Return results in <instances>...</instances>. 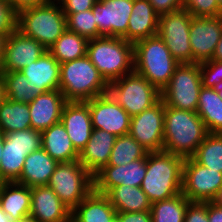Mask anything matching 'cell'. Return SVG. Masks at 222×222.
Masks as SVG:
<instances>
[{
  "label": "cell",
  "mask_w": 222,
  "mask_h": 222,
  "mask_svg": "<svg viewBox=\"0 0 222 222\" xmlns=\"http://www.w3.org/2000/svg\"><path fill=\"white\" fill-rule=\"evenodd\" d=\"M208 131L197 112L165 105L163 151L184 159L191 158Z\"/></svg>",
  "instance_id": "6da1fadb"
},
{
  "label": "cell",
  "mask_w": 222,
  "mask_h": 222,
  "mask_svg": "<svg viewBox=\"0 0 222 222\" xmlns=\"http://www.w3.org/2000/svg\"><path fill=\"white\" fill-rule=\"evenodd\" d=\"M184 158L165 151L148 152L141 189L151 203L182 193Z\"/></svg>",
  "instance_id": "7a4b0ae2"
},
{
  "label": "cell",
  "mask_w": 222,
  "mask_h": 222,
  "mask_svg": "<svg viewBox=\"0 0 222 222\" xmlns=\"http://www.w3.org/2000/svg\"><path fill=\"white\" fill-rule=\"evenodd\" d=\"M86 55L108 84L134 71V46L121 37L89 39Z\"/></svg>",
  "instance_id": "3957f363"
},
{
  "label": "cell",
  "mask_w": 222,
  "mask_h": 222,
  "mask_svg": "<svg viewBox=\"0 0 222 222\" xmlns=\"http://www.w3.org/2000/svg\"><path fill=\"white\" fill-rule=\"evenodd\" d=\"M108 83L87 55L60 64L59 90L66 101L86 102L107 93Z\"/></svg>",
  "instance_id": "277c9868"
},
{
  "label": "cell",
  "mask_w": 222,
  "mask_h": 222,
  "mask_svg": "<svg viewBox=\"0 0 222 222\" xmlns=\"http://www.w3.org/2000/svg\"><path fill=\"white\" fill-rule=\"evenodd\" d=\"M133 46L134 72L146 78L161 92L180 63L173 58L158 35L137 41Z\"/></svg>",
  "instance_id": "5b68a950"
},
{
  "label": "cell",
  "mask_w": 222,
  "mask_h": 222,
  "mask_svg": "<svg viewBox=\"0 0 222 222\" xmlns=\"http://www.w3.org/2000/svg\"><path fill=\"white\" fill-rule=\"evenodd\" d=\"M17 29L47 50L67 29L66 16L56 0L24 9L17 14Z\"/></svg>",
  "instance_id": "8992f818"
},
{
  "label": "cell",
  "mask_w": 222,
  "mask_h": 222,
  "mask_svg": "<svg viewBox=\"0 0 222 222\" xmlns=\"http://www.w3.org/2000/svg\"><path fill=\"white\" fill-rule=\"evenodd\" d=\"M107 93L131 117L151 108L161 99V92L134 71L109 83Z\"/></svg>",
  "instance_id": "52a82bcc"
},
{
  "label": "cell",
  "mask_w": 222,
  "mask_h": 222,
  "mask_svg": "<svg viewBox=\"0 0 222 222\" xmlns=\"http://www.w3.org/2000/svg\"><path fill=\"white\" fill-rule=\"evenodd\" d=\"M48 186L72 211L94 190V180L79 160H75L58 163Z\"/></svg>",
  "instance_id": "ba28073f"
},
{
  "label": "cell",
  "mask_w": 222,
  "mask_h": 222,
  "mask_svg": "<svg viewBox=\"0 0 222 222\" xmlns=\"http://www.w3.org/2000/svg\"><path fill=\"white\" fill-rule=\"evenodd\" d=\"M202 87L200 63L180 64L161 91L166 106L196 112Z\"/></svg>",
  "instance_id": "9c48e42d"
},
{
  "label": "cell",
  "mask_w": 222,
  "mask_h": 222,
  "mask_svg": "<svg viewBox=\"0 0 222 222\" xmlns=\"http://www.w3.org/2000/svg\"><path fill=\"white\" fill-rule=\"evenodd\" d=\"M192 15L181 8L159 16L157 35L165 42L173 58L180 64H192L189 41Z\"/></svg>",
  "instance_id": "30bf717a"
},
{
  "label": "cell",
  "mask_w": 222,
  "mask_h": 222,
  "mask_svg": "<svg viewBox=\"0 0 222 222\" xmlns=\"http://www.w3.org/2000/svg\"><path fill=\"white\" fill-rule=\"evenodd\" d=\"M222 188V173L198 164L192 157L183 163L182 194L190 202L214 201Z\"/></svg>",
  "instance_id": "8fae6325"
},
{
  "label": "cell",
  "mask_w": 222,
  "mask_h": 222,
  "mask_svg": "<svg viewBox=\"0 0 222 222\" xmlns=\"http://www.w3.org/2000/svg\"><path fill=\"white\" fill-rule=\"evenodd\" d=\"M165 103L160 99L151 108L131 117L129 134L149 152L163 151Z\"/></svg>",
  "instance_id": "7c38bea8"
},
{
  "label": "cell",
  "mask_w": 222,
  "mask_h": 222,
  "mask_svg": "<svg viewBox=\"0 0 222 222\" xmlns=\"http://www.w3.org/2000/svg\"><path fill=\"white\" fill-rule=\"evenodd\" d=\"M86 102L93 129L105 130L116 137L129 134L131 116L108 93Z\"/></svg>",
  "instance_id": "4fadbf2b"
},
{
  "label": "cell",
  "mask_w": 222,
  "mask_h": 222,
  "mask_svg": "<svg viewBox=\"0 0 222 222\" xmlns=\"http://www.w3.org/2000/svg\"><path fill=\"white\" fill-rule=\"evenodd\" d=\"M193 63L211 60L222 36V15L193 17L189 30Z\"/></svg>",
  "instance_id": "5bb4252c"
},
{
  "label": "cell",
  "mask_w": 222,
  "mask_h": 222,
  "mask_svg": "<svg viewBox=\"0 0 222 222\" xmlns=\"http://www.w3.org/2000/svg\"><path fill=\"white\" fill-rule=\"evenodd\" d=\"M47 49L17 28L6 37L0 73L21 71L40 58Z\"/></svg>",
  "instance_id": "9a60e30c"
},
{
  "label": "cell",
  "mask_w": 222,
  "mask_h": 222,
  "mask_svg": "<svg viewBox=\"0 0 222 222\" xmlns=\"http://www.w3.org/2000/svg\"><path fill=\"white\" fill-rule=\"evenodd\" d=\"M133 9V0H98L92 8L99 37H123Z\"/></svg>",
  "instance_id": "2e32d148"
},
{
  "label": "cell",
  "mask_w": 222,
  "mask_h": 222,
  "mask_svg": "<svg viewBox=\"0 0 222 222\" xmlns=\"http://www.w3.org/2000/svg\"><path fill=\"white\" fill-rule=\"evenodd\" d=\"M147 170V158L134 160L127 165L104 166L93 176L94 191L106 194L120 184L140 187Z\"/></svg>",
  "instance_id": "e0dca14e"
},
{
  "label": "cell",
  "mask_w": 222,
  "mask_h": 222,
  "mask_svg": "<svg viewBox=\"0 0 222 222\" xmlns=\"http://www.w3.org/2000/svg\"><path fill=\"white\" fill-rule=\"evenodd\" d=\"M60 122L64 125L73 147L80 154L90 140L93 130L88 103L67 101Z\"/></svg>",
  "instance_id": "ac0fdd59"
},
{
  "label": "cell",
  "mask_w": 222,
  "mask_h": 222,
  "mask_svg": "<svg viewBox=\"0 0 222 222\" xmlns=\"http://www.w3.org/2000/svg\"><path fill=\"white\" fill-rule=\"evenodd\" d=\"M71 212L50 186L31 188L30 215L38 222H71Z\"/></svg>",
  "instance_id": "d6986e66"
},
{
  "label": "cell",
  "mask_w": 222,
  "mask_h": 222,
  "mask_svg": "<svg viewBox=\"0 0 222 222\" xmlns=\"http://www.w3.org/2000/svg\"><path fill=\"white\" fill-rule=\"evenodd\" d=\"M67 101L59 90L48 91L29 103L31 128L43 131L60 122L63 107Z\"/></svg>",
  "instance_id": "ffe728a7"
},
{
  "label": "cell",
  "mask_w": 222,
  "mask_h": 222,
  "mask_svg": "<svg viewBox=\"0 0 222 222\" xmlns=\"http://www.w3.org/2000/svg\"><path fill=\"white\" fill-rule=\"evenodd\" d=\"M20 72L26 76L37 96L59 89L60 64L48 51Z\"/></svg>",
  "instance_id": "44dd1931"
},
{
  "label": "cell",
  "mask_w": 222,
  "mask_h": 222,
  "mask_svg": "<svg viewBox=\"0 0 222 222\" xmlns=\"http://www.w3.org/2000/svg\"><path fill=\"white\" fill-rule=\"evenodd\" d=\"M116 136L102 129H93L90 140L79 154V162L94 176L109 163Z\"/></svg>",
  "instance_id": "7402d4cb"
},
{
  "label": "cell",
  "mask_w": 222,
  "mask_h": 222,
  "mask_svg": "<svg viewBox=\"0 0 222 222\" xmlns=\"http://www.w3.org/2000/svg\"><path fill=\"white\" fill-rule=\"evenodd\" d=\"M159 15L149 0H133L127 33L122 37L132 44L157 35Z\"/></svg>",
  "instance_id": "603a6c76"
},
{
  "label": "cell",
  "mask_w": 222,
  "mask_h": 222,
  "mask_svg": "<svg viewBox=\"0 0 222 222\" xmlns=\"http://www.w3.org/2000/svg\"><path fill=\"white\" fill-rule=\"evenodd\" d=\"M57 164L58 162L41 147L27 155L22 173L16 183L30 188L48 185Z\"/></svg>",
  "instance_id": "cb8c5ba5"
},
{
  "label": "cell",
  "mask_w": 222,
  "mask_h": 222,
  "mask_svg": "<svg viewBox=\"0 0 222 222\" xmlns=\"http://www.w3.org/2000/svg\"><path fill=\"white\" fill-rule=\"evenodd\" d=\"M117 212L109 199L94 190L71 212L73 222H115Z\"/></svg>",
  "instance_id": "d4e9b609"
},
{
  "label": "cell",
  "mask_w": 222,
  "mask_h": 222,
  "mask_svg": "<svg viewBox=\"0 0 222 222\" xmlns=\"http://www.w3.org/2000/svg\"><path fill=\"white\" fill-rule=\"evenodd\" d=\"M41 147L58 163L79 160V153L61 122L41 132Z\"/></svg>",
  "instance_id": "484cf974"
},
{
  "label": "cell",
  "mask_w": 222,
  "mask_h": 222,
  "mask_svg": "<svg viewBox=\"0 0 222 222\" xmlns=\"http://www.w3.org/2000/svg\"><path fill=\"white\" fill-rule=\"evenodd\" d=\"M31 188L16 182L0 183V205L11 221L30 214Z\"/></svg>",
  "instance_id": "4316f807"
},
{
  "label": "cell",
  "mask_w": 222,
  "mask_h": 222,
  "mask_svg": "<svg viewBox=\"0 0 222 222\" xmlns=\"http://www.w3.org/2000/svg\"><path fill=\"white\" fill-rule=\"evenodd\" d=\"M105 196L117 213L150 211L151 202L141 187L120 184L111 188Z\"/></svg>",
  "instance_id": "83f0119b"
},
{
  "label": "cell",
  "mask_w": 222,
  "mask_h": 222,
  "mask_svg": "<svg viewBox=\"0 0 222 222\" xmlns=\"http://www.w3.org/2000/svg\"><path fill=\"white\" fill-rule=\"evenodd\" d=\"M196 112L208 133L222 134V98L216 88L201 87Z\"/></svg>",
  "instance_id": "f1b7e54d"
},
{
  "label": "cell",
  "mask_w": 222,
  "mask_h": 222,
  "mask_svg": "<svg viewBox=\"0 0 222 222\" xmlns=\"http://www.w3.org/2000/svg\"><path fill=\"white\" fill-rule=\"evenodd\" d=\"M87 43L86 37L66 29L47 51L61 64L85 56Z\"/></svg>",
  "instance_id": "f546056e"
},
{
  "label": "cell",
  "mask_w": 222,
  "mask_h": 222,
  "mask_svg": "<svg viewBox=\"0 0 222 222\" xmlns=\"http://www.w3.org/2000/svg\"><path fill=\"white\" fill-rule=\"evenodd\" d=\"M31 128L29 104L6 99L0 105V131L3 134Z\"/></svg>",
  "instance_id": "4dcf8cb0"
},
{
  "label": "cell",
  "mask_w": 222,
  "mask_h": 222,
  "mask_svg": "<svg viewBox=\"0 0 222 222\" xmlns=\"http://www.w3.org/2000/svg\"><path fill=\"white\" fill-rule=\"evenodd\" d=\"M190 201L182 194L151 204L152 222H184Z\"/></svg>",
  "instance_id": "1f68e13d"
},
{
  "label": "cell",
  "mask_w": 222,
  "mask_h": 222,
  "mask_svg": "<svg viewBox=\"0 0 222 222\" xmlns=\"http://www.w3.org/2000/svg\"><path fill=\"white\" fill-rule=\"evenodd\" d=\"M40 148L3 147L0 163V183L16 182L22 173L25 158Z\"/></svg>",
  "instance_id": "d6a6232c"
},
{
  "label": "cell",
  "mask_w": 222,
  "mask_h": 222,
  "mask_svg": "<svg viewBox=\"0 0 222 222\" xmlns=\"http://www.w3.org/2000/svg\"><path fill=\"white\" fill-rule=\"evenodd\" d=\"M148 150L139 144L130 134L116 137L108 165L120 166L147 158Z\"/></svg>",
  "instance_id": "836d02e7"
},
{
  "label": "cell",
  "mask_w": 222,
  "mask_h": 222,
  "mask_svg": "<svg viewBox=\"0 0 222 222\" xmlns=\"http://www.w3.org/2000/svg\"><path fill=\"white\" fill-rule=\"evenodd\" d=\"M192 158L198 164L222 173V134L208 133Z\"/></svg>",
  "instance_id": "e575fe53"
},
{
  "label": "cell",
  "mask_w": 222,
  "mask_h": 222,
  "mask_svg": "<svg viewBox=\"0 0 222 222\" xmlns=\"http://www.w3.org/2000/svg\"><path fill=\"white\" fill-rule=\"evenodd\" d=\"M6 97L20 103H31L37 96L26 76L20 71L2 72Z\"/></svg>",
  "instance_id": "d590c367"
},
{
  "label": "cell",
  "mask_w": 222,
  "mask_h": 222,
  "mask_svg": "<svg viewBox=\"0 0 222 222\" xmlns=\"http://www.w3.org/2000/svg\"><path fill=\"white\" fill-rule=\"evenodd\" d=\"M64 15L66 16L68 31L84 36L88 40L99 37V30L92 9Z\"/></svg>",
  "instance_id": "8d00e7d4"
},
{
  "label": "cell",
  "mask_w": 222,
  "mask_h": 222,
  "mask_svg": "<svg viewBox=\"0 0 222 222\" xmlns=\"http://www.w3.org/2000/svg\"><path fill=\"white\" fill-rule=\"evenodd\" d=\"M3 147L41 148V131L29 128L6 133Z\"/></svg>",
  "instance_id": "74e56055"
},
{
  "label": "cell",
  "mask_w": 222,
  "mask_h": 222,
  "mask_svg": "<svg viewBox=\"0 0 222 222\" xmlns=\"http://www.w3.org/2000/svg\"><path fill=\"white\" fill-rule=\"evenodd\" d=\"M185 8L193 17L221 16L217 0H183Z\"/></svg>",
  "instance_id": "f35d334b"
},
{
  "label": "cell",
  "mask_w": 222,
  "mask_h": 222,
  "mask_svg": "<svg viewBox=\"0 0 222 222\" xmlns=\"http://www.w3.org/2000/svg\"><path fill=\"white\" fill-rule=\"evenodd\" d=\"M202 86L216 88L222 84V61L207 60L200 63Z\"/></svg>",
  "instance_id": "ab89813d"
},
{
  "label": "cell",
  "mask_w": 222,
  "mask_h": 222,
  "mask_svg": "<svg viewBox=\"0 0 222 222\" xmlns=\"http://www.w3.org/2000/svg\"><path fill=\"white\" fill-rule=\"evenodd\" d=\"M17 28V13L6 0H0V34L6 37Z\"/></svg>",
  "instance_id": "60d3db41"
},
{
  "label": "cell",
  "mask_w": 222,
  "mask_h": 222,
  "mask_svg": "<svg viewBox=\"0 0 222 222\" xmlns=\"http://www.w3.org/2000/svg\"><path fill=\"white\" fill-rule=\"evenodd\" d=\"M184 222H209L208 202H190L186 208Z\"/></svg>",
  "instance_id": "b9f144b4"
},
{
  "label": "cell",
  "mask_w": 222,
  "mask_h": 222,
  "mask_svg": "<svg viewBox=\"0 0 222 222\" xmlns=\"http://www.w3.org/2000/svg\"><path fill=\"white\" fill-rule=\"evenodd\" d=\"M64 14L91 10L98 0H57Z\"/></svg>",
  "instance_id": "7bdbcfd3"
},
{
  "label": "cell",
  "mask_w": 222,
  "mask_h": 222,
  "mask_svg": "<svg viewBox=\"0 0 222 222\" xmlns=\"http://www.w3.org/2000/svg\"><path fill=\"white\" fill-rule=\"evenodd\" d=\"M149 2L159 16L183 8V0H149Z\"/></svg>",
  "instance_id": "ee69618b"
},
{
  "label": "cell",
  "mask_w": 222,
  "mask_h": 222,
  "mask_svg": "<svg viewBox=\"0 0 222 222\" xmlns=\"http://www.w3.org/2000/svg\"><path fill=\"white\" fill-rule=\"evenodd\" d=\"M118 222H152L150 211L117 213Z\"/></svg>",
  "instance_id": "f6af8a7d"
},
{
  "label": "cell",
  "mask_w": 222,
  "mask_h": 222,
  "mask_svg": "<svg viewBox=\"0 0 222 222\" xmlns=\"http://www.w3.org/2000/svg\"><path fill=\"white\" fill-rule=\"evenodd\" d=\"M10 6L13 8V10L18 14L20 11L43 5L47 3L49 0H6Z\"/></svg>",
  "instance_id": "bcb514c9"
},
{
  "label": "cell",
  "mask_w": 222,
  "mask_h": 222,
  "mask_svg": "<svg viewBox=\"0 0 222 222\" xmlns=\"http://www.w3.org/2000/svg\"><path fill=\"white\" fill-rule=\"evenodd\" d=\"M208 220L209 222H222V206L214 201L208 202Z\"/></svg>",
  "instance_id": "7dc6e473"
},
{
  "label": "cell",
  "mask_w": 222,
  "mask_h": 222,
  "mask_svg": "<svg viewBox=\"0 0 222 222\" xmlns=\"http://www.w3.org/2000/svg\"><path fill=\"white\" fill-rule=\"evenodd\" d=\"M212 59L217 61H222V36L220 37V40L216 46Z\"/></svg>",
  "instance_id": "c3c4849f"
},
{
  "label": "cell",
  "mask_w": 222,
  "mask_h": 222,
  "mask_svg": "<svg viewBox=\"0 0 222 222\" xmlns=\"http://www.w3.org/2000/svg\"><path fill=\"white\" fill-rule=\"evenodd\" d=\"M7 99L5 91V83L0 73V105Z\"/></svg>",
  "instance_id": "681fc988"
},
{
  "label": "cell",
  "mask_w": 222,
  "mask_h": 222,
  "mask_svg": "<svg viewBox=\"0 0 222 222\" xmlns=\"http://www.w3.org/2000/svg\"><path fill=\"white\" fill-rule=\"evenodd\" d=\"M6 41V36L0 34V66L2 64L3 56H4V44Z\"/></svg>",
  "instance_id": "f907efd6"
},
{
  "label": "cell",
  "mask_w": 222,
  "mask_h": 222,
  "mask_svg": "<svg viewBox=\"0 0 222 222\" xmlns=\"http://www.w3.org/2000/svg\"><path fill=\"white\" fill-rule=\"evenodd\" d=\"M13 222H38V221L29 214L27 216H23L22 218H19L17 221H13Z\"/></svg>",
  "instance_id": "816d5d0a"
},
{
  "label": "cell",
  "mask_w": 222,
  "mask_h": 222,
  "mask_svg": "<svg viewBox=\"0 0 222 222\" xmlns=\"http://www.w3.org/2000/svg\"><path fill=\"white\" fill-rule=\"evenodd\" d=\"M0 222H12L11 219L5 214L0 205Z\"/></svg>",
  "instance_id": "f5cc1de1"
},
{
  "label": "cell",
  "mask_w": 222,
  "mask_h": 222,
  "mask_svg": "<svg viewBox=\"0 0 222 222\" xmlns=\"http://www.w3.org/2000/svg\"><path fill=\"white\" fill-rule=\"evenodd\" d=\"M4 139H5V134H3V133L0 131V163H1V156H2V151H3Z\"/></svg>",
  "instance_id": "db71d44e"
},
{
  "label": "cell",
  "mask_w": 222,
  "mask_h": 222,
  "mask_svg": "<svg viewBox=\"0 0 222 222\" xmlns=\"http://www.w3.org/2000/svg\"><path fill=\"white\" fill-rule=\"evenodd\" d=\"M214 202L217 203L218 205L222 206V188L219 191V194L216 197V199L214 200Z\"/></svg>",
  "instance_id": "11a10c76"
},
{
  "label": "cell",
  "mask_w": 222,
  "mask_h": 222,
  "mask_svg": "<svg viewBox=\"0 0 222 222\" xmlns=\"http://www.w3.org/2000/svg\"><path fill=\"white\" fill-rule=\"evenodd\" d=\"M219 96L222 98V84L216 87Z\"/></svg>",
  "instance_id": "9f6ffc18"
},
{
  "label": "cell",
  "mask_w": 222,
  "mask_h": 222,
  "mask_svg": "<svg viewBox=\"0 0 222 222\" xmlns=\"http://www.w3.org/2000/svg\"><path fill=\"white\" fill-rule=\"evenodd\" d=\"M219 8L222 10V0H217Z\"/></svg>",
  "instance_id": "6f0895ef"
}]
</instances>
